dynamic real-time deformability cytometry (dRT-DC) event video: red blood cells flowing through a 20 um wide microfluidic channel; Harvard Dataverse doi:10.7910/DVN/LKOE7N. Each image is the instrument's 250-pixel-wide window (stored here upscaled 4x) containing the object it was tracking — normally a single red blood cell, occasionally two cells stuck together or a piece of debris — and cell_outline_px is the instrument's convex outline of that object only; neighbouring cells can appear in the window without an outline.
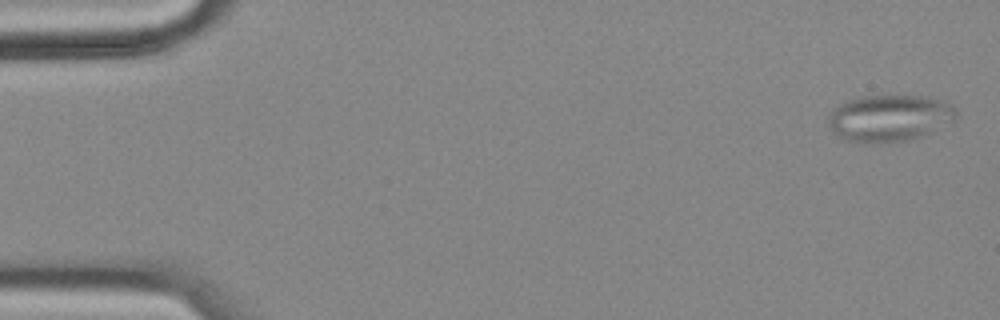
{"species": "common noctule bat (a hibernating species)", "species_latin": "Nyctalus noctula", "temperature_condition": "cold", "stored_images_in_passage": 56, "camera_frame_rate_fps": 3000, "um_per_image_px": 0.085, "animal": {"sex": "female", "body_mass_g": 18.4}, "frame": {"image": 1, "passage_image": 2, "time_ms": 0.333, "image_size_px": [1000, 320], "cell_outline_px": [[956, 116], [952, 120], [924, 136], [912, 140], [888, 144], [864, 144], [844, 140], [836, 136], [832, 132], [828, 124], [828, 116], [840, 104], [856, 96], [888, 92], [924, 96], [944, 100], [956, 108]], "centroid_in_image_um": [75.57, 10.02], "position_along_channel_um": 9.4, "area_um2": 36.47}}
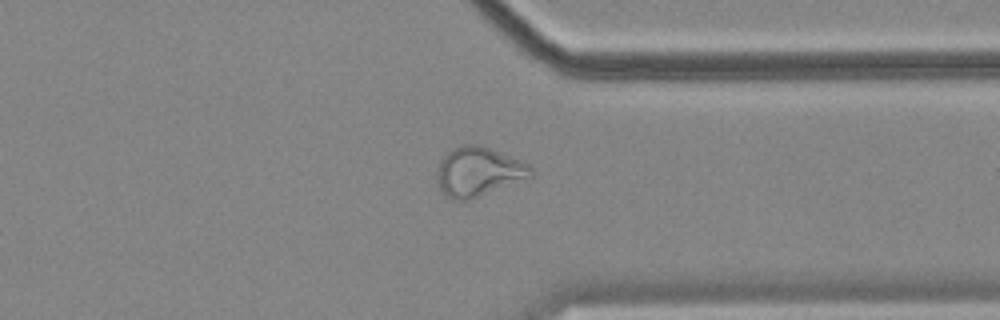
{"frame": {"image": 2, "passage_image": 43, "time_ms": 14.0, "image_size_px": [1000, 320], "cell_outline_px": [[532, 176], [468, 200], [452, 200], [444, 196], [436, 184], [436, 172], [440, 160], [452, 148], [464, 144], [480, 144], [520, 160], [528, 164], [532, 168]], "centroid_in_image_um": [40.59, 14.59], "position_along_channel_um": 370.8, "area_um2": 26.93}}
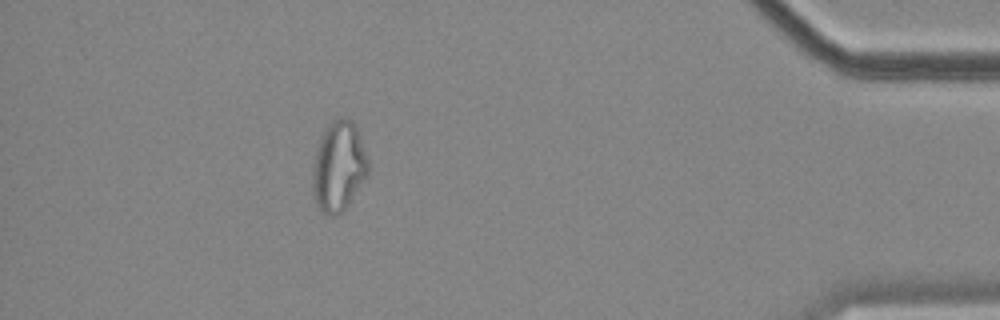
{"frame": {"image": 3, "passage_image": 50, "time_ms": 16.333, "image_size_px": [1000, 320], "cell_outline_px": [[368, 176], [348, 204], [336, 216], [328, 216], [320, 212], [312, 196], [312, 164], [320, 136], [332, 120], [340, 116], [352, 120], [356, 128], [368, 160]], "centroid_in_image_um": [28.75, 14.17], "position_along_channel_um": 406.5, "area_um2": 29.42}, "authors_computed_cell_mechanics": {"area_um2": 28.0908, "velocity_mm_per_s": 3.5931, "shape_relaxation_time_tau1_ms": null, "shape_relaxation_time_tau2_ms": 2.2469, "deformation_change_tau1": null, "deformation_change_tau2": 0.1015}}